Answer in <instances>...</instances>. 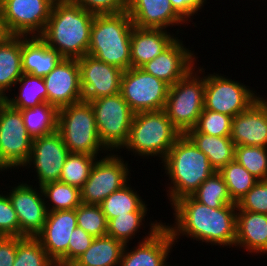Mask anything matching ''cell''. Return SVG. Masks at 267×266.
Masks as SVG:
<instances>
[{
    "label": "cell",
    "mask_w": 267,
    "mask_h": 266,
    "mask_svg": "<svg viewBox=\"0 0 267 266\" xmlns=\"http://www.w3.org/2000/svg\"><path fill=\"white\" fill-rule=\"evenodd\" d=\"M6 103H7V96L0 94V111L5 106Z\"/></svg>",
    "instance_id": "cell-48"
},
{
    "label": "cell",
    "mask_w": 267,
    "mask_h": 266,
    "mask_svg": "<svg viewBox=\"0 0 267 266\" xmlns=\"http://www.w3.org/2000/svg\"><path fill=\"white\" fill-rule=\"evenodd\" d=\"M192 68L183 78L169 87L165 112L172 124L186 134L193 129L204 109L205 74L204 68ZM194 74V75H193ZM199 75V76H198Z\"/></svg>",
    "instance_id": "cell-7"
},
{
    "label": "cell",
    "mask_w": 267,
    "mask_h": 266,
    "mask_svg": "<svg viewBox=\"0 0 267 266\" xmlns=\"http://www.w3.org/2000/svg\"><path fill=\"white\" fill-rule=\"evenodd\" d=\"M254 92L249 86L222 74H208L205 76L204 108L233 118L260 97Z\"/></svg>",
    "instance_id": "cell-12"
},
{
    "label": "cell",
    "mask_w": 267,
    "mask_h": 266,
    "mask_svg": "<svg viewBox=\"0 0 267 266\" xmlns=\"http://www.w3.org/2000/svg\"><path fill=\"white\" fill-rule=\"evenodd\" d=\"M11 188L7 195L19 220V237H36L48 214L42 187L37 191L35 186L22 182Z\"/></svg>",
    "instance_id": "cell-15"
},
{
    "label": "cell",
    "mask_w": 267,
    "mask_h": 266,
    "mask_svg": "<svg viewBox=\"0 0 267 266\" xmlns=\"http://www.w3.org/2000/svg\"><path fill=\"white\" fill-rule=\"evenodd\" d=\"M234 160L258 180H267V147L235 146Z\"/></svg>",
    "instance_id": "cell-37"
},
{
    "label": "cell",
    "mask_w": 267,
    "mask_h": 266,
    "mask_svg": "<svg viewBox=\"0 0 267 266\" xmlns=\"http://www.w3.org/2000/svg\"><path fill=\"white\" fill-rule=\"evenodd\" d=\"M43 79L47 89V103L57 109L83 100L77 59L63 58Z\"/></svg>",
    "instance_id": "cell-19"
},
{
    "label": "cell",
    "mask_w": 267,
    "mask_h": 266,
    "mask_svg": "<svg viewBox=\"0 0 267 266\" xmlns=\"http://www.w3.org/2000/svg\"><path fill=\"white\" fill-rule=\"evenodd\" d=\"M21 114L27 133L32 138L57 131L58 109L47 102L34 108L22 109Z\"/></svg>",
    "instance_id": "cell-31"
},
{
    "label": "cell",
    "mask_w": 267,
    "mask_h": 266,
    "mask_svg": "<svg viewBox=\"0 0 267 266\" xmlns=\"http://www.w3.org/2000/svg\"><path fill=\"white\" fill-rule=\"evenodd\" d=\"M235 247H245L250 253H267V214L236 212Z\"/></svg>",
    "instance_id": "cell-25"
},
{
    "label": "cell",
    "mask_w": 267,
    "mask_h": 266,
    "mask_svg": "<svg viewBox=\"0 0 267 266\" xmlns=\"http://www.w3.org/2000/svg\"><path fill=\"white\" fill-rule=\"evenodd\" d=\"M177 36L164 29L133 27L131 33V68H141L160 55Z\"/></svg>",
    "instance_id": "cell-23"
},
{
    "label": "cell",
    "mask_w": 267,
    "mask_h": 266,
    "mask_svg": "<svg viewBox=\"0 0 267 266\" xmlns=\"http://www.w3.org/2000/svg\"><path fill=\"white\" fill-rule=\"evenodd\" d=\"M124 246L109 235L94 238L89 249L70 266H119Z\"/></svg>",
    "instance_id": "cell-27"
},
{
    "label": "cell",
    "mask_w": 267,
    "mask_h": 266,
    "mask_svg": "<svg viewBox=\"0 0 267 266\" xmlns=\"http://www.w3.org/2000/svg\"><path fill=\"white\" fill-rule=\"evenodd\" d=\"M76 227L75 209L48 212L36 238L57 265L69 266V242Z\"/></svg>",
    "instance_id": "cell-18"
},
{
    "label": "cell",
    "mask_w": 267,
    "mask_h": 266,
    "mask_svg": "<svg viewBox=\"0 0 267 266\" xmlns=\"http://www.w3.org/2000/svg\"><path fill=\"white\" fill-rule=\"evenodd\" d=\"M16 250L17 237H4L0 241V266H13Z\"/></svg>",
    "instance_id": "cell-46"
},
{
    "label": "cell",
    "mask_w": 267,
    "mask_h": 266,
    "mask_svg": "<svg viewBox=\"0 0 267 266\" xmlns=\"http://www.w3.org/2000/svg\"><path fill=\"white\" fill-rule=\"evenodd\" d=\"M175 242L166 223L156 220L150 224V231L131 248L124 246L119 266H169L168 256ZM128 247V248H127Z\"/></svg>",
    "instance_id": "cell-14"
},
{
    "label": "cell",
    "mask_w": 267,
    "mask_h": 266,
    "mask_svg": "<svg viewBox=\"0 0 267 266\" xmlns=\"http://www.w3.org/2000/svg\"><path fill=\"white\" fill-rule=\"evenodd\" d=\"M4 238V236L0 233V241Z\"/></svg>",
    "instance_id": "cell-50"
},
{
    "label": "cell",
    "mask_w": 267,
    "mask_h": 266,
    "mask_svg": "<svg viewBox=\"0 0 267 266\" xmlns=\"http://www.w3.org/2000/svg\"><path fill=\"white\" fill-rule=\"evenodd\" d=\"M175 12L186 22L196 15L204 6L206 0H169ZM196 13V14H195Z\"/></svg>",
    "instance_id": "cell-45"
},
{
    "label": "cell",
    "mask_w": 267,
    "mask_h": 266,
    "mask_svg": "<svg viewBox=\"0 0 267 266\" xmlns=\"http://www.w3.org/2000/svg\"><path fill=\"white\" fill-rule=\"evenodd\" d=\"M127 13L134 27L164 29L185 22L173 9L169 0H127Z\"/></svg>",
    "instance_id": "cell-22"
},
{
    "label": "cell",
    "mask_w": 267,
    "mask_h": 266,
    "mask_svg": "<svg viewBox=\"0 0 267 266\" xmlns=\"http://www.w3.org/2000/svg\"><path fill=\"white\" fill-rule=\"evenodd\" d=\"M181 135L164 109L137 112L134 113L123 149L141 157L158 156L163 161Z\"/></svg>",
    "instance_id": "cell-5"
},
{
    "label": "cell",
    "mask_w": 267,
    "mask_h": 266,
    "mask_svg": "<svg viewBox=\"0 0 267 266\" xmlns=\"http://www.w3.org/2000/svg\"><path fill=\"white\" fill-rule=\"evenodd\" d=\"M230 138L236 146L267 147V104L261 96L232 118Z\"/></svg>",
    "instance_id": "cell-21"
},
{
    "label": "cell",
    "mask_w": 267,
    "mask_h": 266,
    "mask_svg": "<svg viewBox=\"0 0 267 266\" xmlns=\"http://www.w3.org/2000/svg\"><path fill=\"white\" fill-rule=\"evenodd\" d=\"M45 1H47L52 7H54L55 5L62 3L66 0H45Z\"/></svg>",
    "instance_id": "cell-49"
},
{
    "label": "cell",
    "mask_w": 267,
    "mask_h": 266,
    "mask_svg": "<svg viewBox=\"0 0 267 266\" xmlns=\"http://www.w3.org/2000/svg\"><path fill=\"white\" fill-rule=\"evenodd\" d=\"M130 186L129 183L126 184L118 191L111 193L100 204L107 221L128 215V213H147V204L145 205L142 197Z\"/></svg>",
    "instance_id": "cell-29"
},
{
    "label": "cell",
    "mask_w": 267,
    "mask_h": 266,
    "mask_svg": "<svg viewBox=\"0 0 267 266\" xmlns=\"http://www.w3.org/2000/svg\"><path fill=\"white\" fill-rule=\"evenodd\" d=\"M77 61L84 101L120 93L123 70L88 54Z\"/></svg>",
    "instance_id": "cell-17"
},
{
    "label": "cell",
    "mask_w": 267,
    "mask_h": 266,
    "mask_svg": "<svg viewBox=\"0 0 267 266\" xmlns=\"http://www.w3.org/2000/svg\"><path fill=\"white\" fill-rule=\"evenodd\" d=\"M20 84L19 93L7 96V103L17 110L34 108L47 102V89L43 77L22 74L15 86ZM11 97V98H10Z\"/></svg>",
    "instance_id": "cell-30"
},
{
    "label": "cell",
    "mask_w": 267,
    "mask_h": 266,
    "mask_svg": "<svg viewBox=\"0 0 267 266\" xmlns=\"http://www.w3.org/2000/svg\"><path fill=\"white\" fill-rule=\"evenodd\" d=\"M232 117L226 114L203 109L194 129L217 137L230 136Z\"/></svg>",
    "instance_id": "cell-40"
},
{
    "label": "cell",
    "mask_w": 267,
    "mask_h": 266,
    "mask_svg": "<svg viewBox=\"0 0 267 266\" xmlns=\"http://www.w3.org/2000/svg\"><path fill=\"white\" fill-rule=\"evenodd\" d=\"M95 14L68 0L52 7L44 32L39 36L66 59L87 54Z\"/></svg>",
    "instance_id": "cell-2"
},
{
    "label": "cell",
    "mask_w": 267,
    "mask_h": 266,
    "mask_svg": "<svg viewBox=\"0 0 267 266\" xmlns=\"http://www.w3.org/2000/svg\"><path fill=\"white\" fill-rule=\"evenodd\" d=\"M77 226L94 238L107 235L108 221L100 205L81 203L76 209Z\"/></svg>",
    "instance_id": "cell-38"
},
{
    "label": "cell",
    "mask_w": 267,
    "mask_h": 266,
    "mask_svg": "<svg viewBox=\"0 0 267 266\" xmlns=\"http://www.w3.org/2000/svg\"><path fill=\"white\" fill-rule=\"evenodd\" d=\"M41 187L46 198L45 202H48L46 207L49 205L48 212L76 209L82 203L81 189L78 187L61 181L49 182Z\"/></svg>",
    "instance_id": "cell-32"
},
{
    "label": "cell",
    "mask_w": 267,
    "mask_h": 266,
    "mask_svg": "<svg viewBox=\"0 0 267 266\" xmlns=\"http://www.w3.org/2000/svg\"><path fill=\"white\" fill-rule=\"evenodd\" d=\"M177 37L160 55L141 67L146 73L164 81L169 86L183 78L194 66V51L186 48Z\"/></svg>",
    "instance_id": "cell-20"
},
{
    "label": "cell",
    "mask_w": 267,
    "mask_h": 266,
    "mask_svg": "<svg viewBox=\"0 0 267 266\" xmlns=\"http://www.w3.org/2000/svg\"><path fill=\"white\" fill-rule=\"evenodd\" d=\"M36 237H17L16 259L13 266H55Z\"/></svg>",
    "instance_id": "cell-36"
},
{
    "label": "cell",
    "mask_w": 267,
    "mask_h": 266,
    "mask_svg": "<svg viewBox=\"0 0 267 266\" xmlns=\"http://www.w3.org/2000/svg\"><path fill=\"white\" fill-rule=\"evenodd\" d=\"M84 10L97 14H117L126 11L127 0H68Z\"/></svg>",
    "instance_id": "cell-43"
},
{
    "label": "cell",
    "mask_w": 267,
    "mask_h": 266,
    "mask_svg": "<svg viewBox=\"0 0 267 266\" xmlns=\"http://www.w3.org/2000/svg\"><path fill=\"white\" fill-rule=\"evenodd\" d=\"M117 154L110 152L96 160L89 178L81 188L83 204L100 205L111 193L128 183V176H131L128 163Z\"/></svg>",
    "instance_id": "cell-11"
},
{
    "label": "cell",
    "mask_w": 267,
    "mask_h": 266,
    "mask_svg": "<svg viewBox=\"0 0 267 266\" xmlns=\"http://www.w3.org/2000/svg\"><path fill=\"white\" fill-rule=\"evenodd\" d=\"M69 154L70 152L58 131L35 137L29 159L23 168L25 166L30 168L33 164L39 186H43L49 182L59 181L61 170Z\"/></svg>",
    "instance_id": "cell-16"
},
{
    "label": "cell",
    "mask_w": 267,
    "mask_h": 266,
    "mask_svg": "<svg viewBox=\"0 0 267 266\" xmlns=\"http://www.w3.org/2000/svg\"><path fill=\"white\" fill-rule=\"evenodd\" d=\"M0 9L11 35L40 36L52 6L45 0H0Z\"/></svg>",
    "instance_id": "cell-13"
},
{
    "label": "cell",
    "mask_w": 267,
    "mask_h": 266,
    "mask_svg": "<svg viewBox=\"0 0 267 266\" xmlns=\"http://www.w3.org/2000/svg\"><path fill=\"white\" fill-rule=\"evenodd\" d=\"M0 233L4 237H19V220L8 195L0 194Z\"/></svg>",
    "instance_id": "cell-42"
},
{
    "label": "cell",
    "mask_w": 267,
    "mask_h": 266,
    "mask_svg": "<svg viewBox=\"0 0 267 266\" xmlns=\"http://www.w3.org/2000/svg\"><path fill=\"white\" fill-rule=\"evenodd\" d=\"M186 135L193 141L197 148L208 158L211 166L219 171L229 162L234 161L235 144L230 136L217 137L197 132L194 128Z\"/></svg>",
    "instance_id": "cell-26"
},
{
    "label": "cell",
    "mask_w": 267,
    "mask_h": 266,
    "mask_svg": "<svg viewBox=\"0 0 267 266\" xmlns=\"http://www.w3.org/2000/svg\"><path fill=\"white\" fill-rule=\"evenodd\" d=\"M21 58L23 73L38 77L48 75L63 59L59 52L51 49L39 36H21Z\"/></svg>",
    "instance_id": "cell-24"
},
{
    "label": "cell",
    "mask_w": 267,
    "mask_h": 266,
    "mask_svg": "<svg viewBox=\"0 0 267 266\" xmlns=\"http://www.w3.org/2000/svg\"><path fill=\"white\" fill-rule=\"evenodd\" d=\"M169 85L141 68L123 71L120 94L134 112L165 108Z\"/></svg>",
    "instance_id": "cell-10"
},
{
    "label": "cell",
    "mask_w": 267,
    "mask_h": 266,
    "mask_svg": "<svg viewBox=\"0 0 267 266\" xmlns=\"http://www.w3.org/2000/svg\"><path fill=\"white\" fill-rule=\"evenodd\" d=\"M100 140L108 151L122 149L126 144L134 112L120 93L89 101ZM118 149V150H117Z\"/></svg>",
    "instance_id": "cell-8"
},
{
    "label": "cell",
    "mask_w": 267,
    "mask_h": 266,
    "mask_svg": "<svg viewBox=\"0 0 267 266\" xmlns=\"http://www.w3.org/2000/svg\"><path fill=\"white\" fill-rule=\"evenodd\" d=\"M196 201L213 209L225 205H237L232 201L221 174L216 171L191 195Z\"/></svg>",
    "instance_id": "cell-33"
},
{
    "label": "cell",
    "mask_w": 267,
    "mask_h": 266,
    "mask_svg": "<svg viewBox=\"0 0 267 266\" xmlns=\"http://www.w3.org/2000/svg\"><path fill=\"white\" fill-rule=\"evenodd\" d=\"M147 213H128V215L118 216L108 221L107 235L121 241L124 245H129L134 239L138 229L144 224Z\"/></svg>",
    "instance_id": "cell-39"
},
{
    "label": "cell",
    "mask_w": 267,
    "mask_h": 266,
    "mask_svg": "<svg viewBox=\"0 0 267 266\" xmlns=\"http://www.w3.org/2000/svg\"><path fill=\"white\" fill-rule=\"evenodd\" d=\"M93 240L94 237L82 228H75L69 242V266L89 249Z\"/></svg>",
    "instance_id": "cell-44"
},
{
    "label": "cell",
    "mask_w": 267,
    "mask_h": 266,
    "mask_svg": "<svg viewBox=\"0 0 267 266\" xmlns=\"http://www.w3.org/2000/svg\"><path fill=\"white\" fill-rule=\"evenodd\" d=\"M57 131L70 153L97 156L100 151L108 152L100 140L95 114L88 101L58 109Z\"/></svg>",
    "instance_id": "cell-6"
},
{
    "label": "cell",
    "mask_w": 267,
    "mask_h": 266,
    "mask_svg": "<svg viewBox=\"0 0 267 266\" xmlns=\"http://www.w3.org/2000/svg\"><path fill=\"white\" fill-rule=\"evenodd\" d=\"M33 138L27 133L21 110L8 103L0 111V169L23 167L28 161Z\"/></svg>",
    "instance_id": "cell-9"
},
{
    "label": "cell",
    "mask_w": 267,
    "mask_h": 266,
    "mask_svg": "<svg viewBox=\"0 0 267 266\" xmlns=\"http://www.w3.org/2000/svg\"><path fill=\"white\" fill-rule=\"evenodd\" d=\"M97 159L99 158L94 155L70 153L61 170L59 181L81 189Z\"/></svg>",
    "instance_id": "cell-35"
},
{
    "label": "cell",
    "mask_w": 267,
    "mask_h": 266,
    "mask_svg": "<svg viewBox=\"0 0 267 266\" xmlns=\"http://www.w3.org/2000/svg\"><path fill=\"white\" fill-rule=\"evenodd\" d=\"M161 163L165 174L171 180V184L167 187L171 205L182 197L191 196L209 176L216 172L207 156L186 134L178 138Z\"/></svg>",
    "instance_id": "cell-3"
},
{
    "label": "cell",
    "mask_w": 267,
    "mask_h": 266,
    "mask_svg": "<svg viewBox=\"0 0 267 266\" xmlns=\"http://www.w3.org/2000/svg\"><path fill=\"white\" fill-rule=\"evenodd\" d=\"M133 27L127 11L95 15L87 54L123 71L131 68L130 43Z\"/></svg>",
    "instance_id": "cell-4"
},
{
    "label": "cell",
    "mask_w": 267,
    "mask_h": 266,
    "mask_svg": "<svg viewBox=\"0 0 267 266\" xmlns=\"http://www.w3.org/2000/svg\"><path fill=\"white\" fill-rule=\"evenodd\" d=\"M236 204L237 211L267 214V180H258Z\"/></svg>",
    "instance_id": "cell-41"
},
{
    "label": "cell",
    "mask_w": 267,
    "mask_h": 266,
    "mask_svg": "<svg viewBox=\"0 0 267 266\" xmlns=\"http://www.w3.org/2000/svg\"><path fill=\"white\" fill-rule=\"evenodd\" d=\"M21 36H10L0 44V94L5 96L22 76Z\"/></svg>",
    "instance_id": "cell-28"
},
{
    "label": "cell",
    "mask_w": 267,
    "mask_h": 266,
    "mask_svg": "<svg viewBox=\"0 0 267 266\" xmlns=\"http://www.w3.org/2000/svg\"><path fill=\"white\" fill-rule=\"evenodd\" d=\"M173 206V207H172ZM174 210V225H166L174 242L179 236L193 238L213 245L234 247L236 241L237 205H225L213 209L185 196L171 205Z\"/></svg>",
    "instance_id": "cell-1"
},
{
    "label": "cell",
    "mask_w": 267,
    "mask_h": 266,
    "mask_svg": "<svg viewBox=\"0 0 267 266\" xmlns=\"http://www.w3.org/2000/svg\"><path fill=\"white\" fill-rule=\"evenodd\" d=\"M10 36H12L5 24L4 18L2 16V12L0 9V44L5 42Z\"/></svg>",
    "instance_id": "cell-47"
},
{
    "label": "cell",
    "mask_w": 267,
    "mask_h": 266,
    "mask_svg": "<svg viewBox=\"0 0 267 266\" xmlns=\"http://www.w3.org/2000/svg\"><path fill=\"white\" fill-rule=\"evenodd\" d=\"M263 100H264V102L267 104V100L266 99H264L263 97H261Z\"/></svg>",
    "instance_id": "cell-51"
},
{
    "label": "cell",
    "mask_w": 267,
    "mask_h": 266,
    "mask_svg": "<svg viewBox=\"0 0 267 266\" xmlns=\"http://www.w3.org/2000/svg\"><path fill=\"white\" fill-rule=\"evenodd\" d=\"M227 185L230 198L237 203L258 181L235 160L229 162L218 171Z\"/></svg>",
    "instance_id": "cell-34"
}]
</instances>
